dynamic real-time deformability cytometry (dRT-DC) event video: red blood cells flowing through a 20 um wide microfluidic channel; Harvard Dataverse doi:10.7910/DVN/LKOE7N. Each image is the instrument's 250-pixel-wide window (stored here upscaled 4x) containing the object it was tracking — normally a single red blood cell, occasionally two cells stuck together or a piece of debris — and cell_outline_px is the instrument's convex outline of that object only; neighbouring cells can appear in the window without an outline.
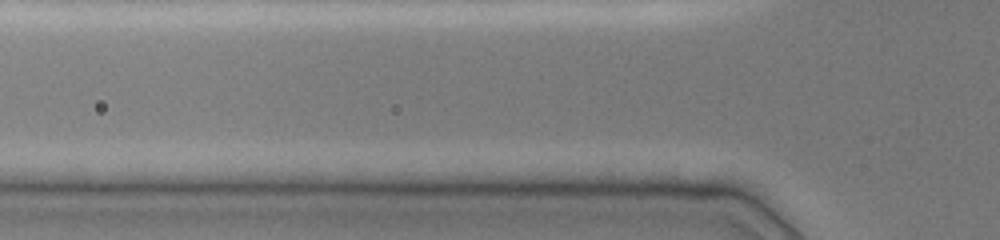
{"species": "common noctule bat (a hibernating species)", "species_latin": "Nyctalus noctula", "temperature_condition": "cold", "stored_images_in_passage": 3, "camera_frame_rate_fps": 3000, "um_per_image_px": 0.085, "animal": {"sex": "female", "body_mass_g": 19.0, "forearm_length_mm": 51.5}, "frame": {"image": 1, "passage_image": 3, "time_ms": 1.333, "image_size_px": [1000, 240], "cell_outline_px": [[704, 192], [692, 196], [548, 192], [548, 188], [560, 180], [668, 180]], "centroid_in_image_um": [53.04, 15.94], "position_along_channel_um": 72.8, "area_um2": 13.87}}